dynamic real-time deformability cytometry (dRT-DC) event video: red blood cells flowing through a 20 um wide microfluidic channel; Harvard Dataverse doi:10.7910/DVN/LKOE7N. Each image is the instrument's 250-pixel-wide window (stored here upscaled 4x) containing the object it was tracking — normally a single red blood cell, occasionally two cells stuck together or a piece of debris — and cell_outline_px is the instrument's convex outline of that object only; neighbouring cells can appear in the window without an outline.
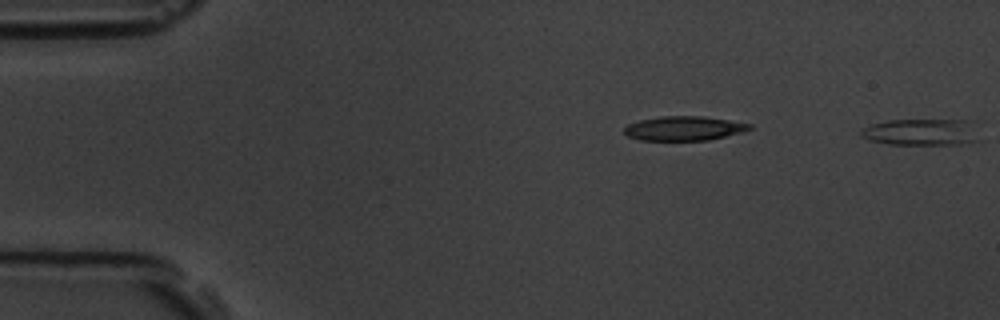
{"species": "common noctule bat (a hibernating species)", "species_latin": "Nyctalus noctula", "temperature_condition": "room temperature", "stored_images_in_passage": 3, "segment_of_instrument_passage": [2, 2], "camera_frame_rate_fps": 3000, "um_per_image_px": 0.085, "animal": {"sex": "male", "body_mass_g": 19.5, "forearm_length_mm": 54.6}, "frame": {"image": 1, "passage_image": 3, "time_ms": 2.0, "image_size_px": [1000, 320], "cell_outline_px": [[980, 140], [968, 144], [888, 144], [868, 140], [860, 136], [860, 132], [864, 128], [872, 124], [888, 120], [976, 120]], "centroid_in_image_um": [78.43, 11.22], "position_along_channel_um": 6.6, "area_um2": 18.84}}